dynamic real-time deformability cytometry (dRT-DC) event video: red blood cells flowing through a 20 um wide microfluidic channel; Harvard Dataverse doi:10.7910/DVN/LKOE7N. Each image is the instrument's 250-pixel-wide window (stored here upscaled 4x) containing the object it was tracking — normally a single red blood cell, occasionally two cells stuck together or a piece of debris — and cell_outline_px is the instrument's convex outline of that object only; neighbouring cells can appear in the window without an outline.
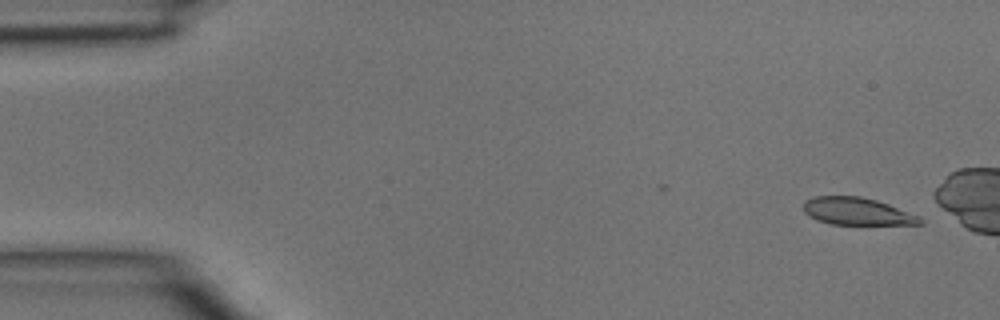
{"species": "common noctule bat (a hibernating species)", "species_latin": "Nyctalus noctula", "temperature_condition": "room temperature", "stored_images_in_passage": 5, "segment_of_instrument_passage": [2, 2], "camera_frame_rate_fps": 3000, "um_per_image_px": 0.085, "animal": {"sex": "male", "body_mass_g": 15.6}, "frame": {"image": 1, "passage_image": 5, "time_ms": 1.333, "image_size_px": [1000, 320], "cell_outline_px": [[924, 224], [828, 224], [816, 220], [808, 216], [804, 212], [804, 200], [816, 196], [860, 196], [876, 200], [888, 204], [920, 216], [924, 220]], "centroid_in_image_um": [72.84, 17.97], "position_along_channel_um": 12.2, "area_um2": 18.67}}